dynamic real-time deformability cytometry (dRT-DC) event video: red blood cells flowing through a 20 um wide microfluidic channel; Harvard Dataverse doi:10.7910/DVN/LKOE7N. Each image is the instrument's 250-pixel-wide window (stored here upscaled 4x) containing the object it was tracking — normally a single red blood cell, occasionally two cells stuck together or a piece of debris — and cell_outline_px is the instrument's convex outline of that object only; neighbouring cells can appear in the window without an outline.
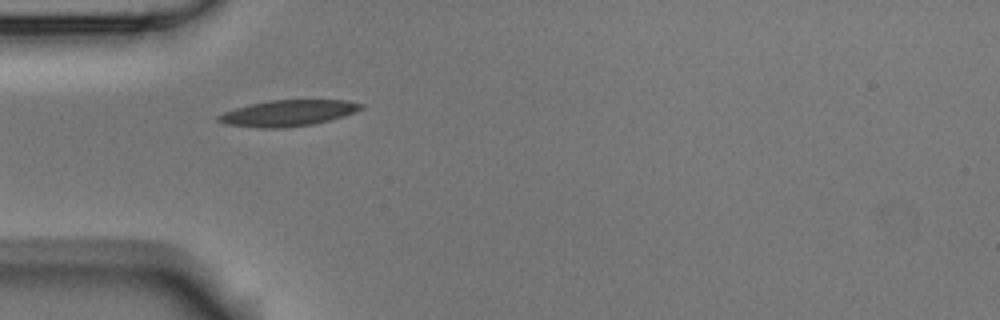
{"species": "Egyptian fruit bat (a non-hibernating species)", "species_latin": "Rousettus aegyptiacus", "temperature_condition": "room temperature", "stored_images_in_passage": 4, "camera_frame_rate_fps": 3000, "um_per_image_px": 0.085, "animal": {"sex": "male"}, "frame": {"image": 1, "passage_image": 1, "time_ms": 0.0, "image_size_px": [1000, 320], "cell_outline_px": [[364, 108], [356, 112], [344, 116], [312, 124], [284, 128], [260, 128], [224, 124], [216, 120], [216, 116], [224, 112], [236, 108], [268, 100], [348, 100], [364, 104]], "centroid_in_image_um": [24.49, 9.61], "position_along_channel_um": 60.5, "area_um2": 21.73}}
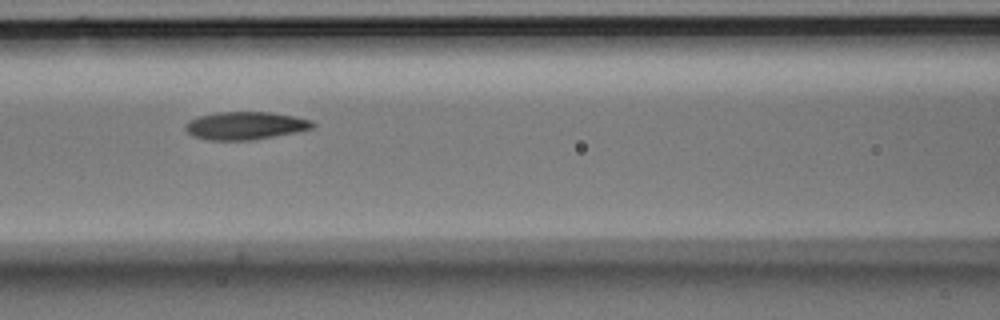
{"frame": {"image": 2, "passage_image": 3, "time_ms": 0.667, "image_size_px": [1000, 320], "cell_outline_px": [[316, 124], [312, 128], [252, 140], [208, 140], [192, 136], [184, 128], [184, 124], [188, 120], [200, 116], [216, 112], [268, 112], [292, 116], [312, 120]], "centroid_in_image_um": [20.78, 10.67], "position_along_channel_um": 145.8, "area_um2": 20.46}}
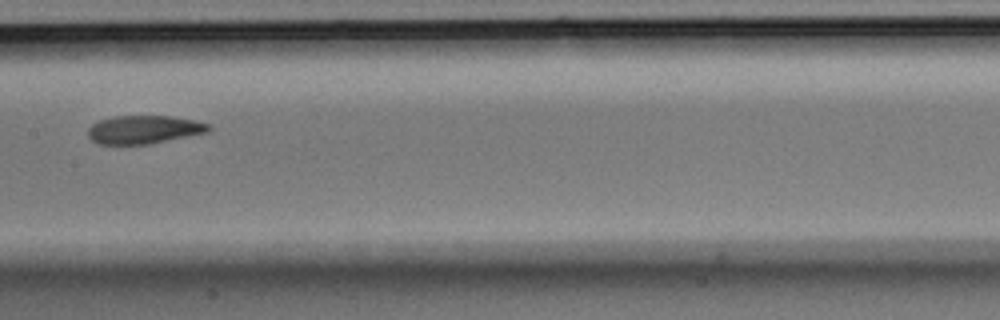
{"frame": {"image": 3, "passage_image": 4, "time_ms": 1.0, "image_size_px": [1000, 320], "cell_outline_px": [[212, 128], [208, 132], [148, 144], [100, 144], [92, 140], [88, 136], [88, 128], [92, 124], [100, 120], [112, 116], [172, 116], [192, 120], [208, 124]], "centroid_in_image_um": [12.21, 11.01], "position_along_channel_um": 195.2, "area_um2": 19.71}}